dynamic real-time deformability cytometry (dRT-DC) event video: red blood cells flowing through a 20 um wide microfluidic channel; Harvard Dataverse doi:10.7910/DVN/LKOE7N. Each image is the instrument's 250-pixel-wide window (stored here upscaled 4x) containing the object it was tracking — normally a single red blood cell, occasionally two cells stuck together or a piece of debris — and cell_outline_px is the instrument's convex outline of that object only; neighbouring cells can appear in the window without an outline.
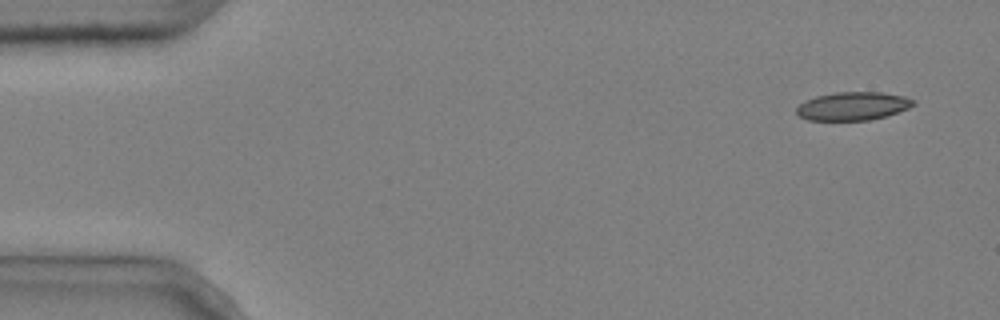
{"species": "common noctule bat (a hibernating species)", "species_latin": "Nyctalus noctula", "temperature_condition": "cold", "stored_images_in_passage": 5, "camera_frame_rate_fps": 3000, "um_per_image_px": 0.085, "animal": {"sex": "male", "body_mass_g": 20.4}, "frame": {"image": 1, "passage_image": 1, "time_ms": 0.0, "image_size_px": [1000, 320], "cell_outline_px": [[916, 104], [908, 108], [872, 120], [808, 120], [800, 116], [796, 112], [796, 108], [804, 100], [816, 96], [836, 92], [880, 92], [904, 96], [916, 100]], "centroid_in_image_um": [72.49, 9.01], "position_along_channel_um": 12.5, "area_um2": 19.25}}
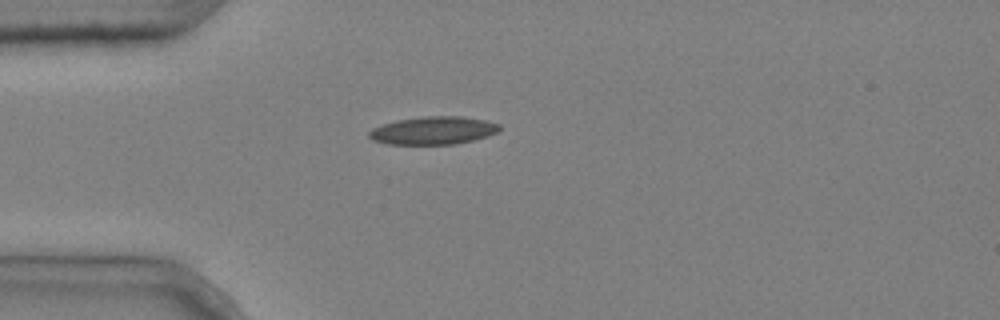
{"frame": {"image": 2, "passage_image": 4, "time_ms": 1.0, "image_size_px": [1000, 320], "cell_outline_px": [[500, 128], [496, 132], [488, 136], [456, 144], [388, 144], [372, 140], [368, 136], [368, 132], [372, 128], [396, 120], [428, 116], [464, 116], [484, 120], [500, 124]], "centroid_in_image_um": [36.82, 11.09], "position_along_channel_um": 48.2, "area_um2": 21.15}}